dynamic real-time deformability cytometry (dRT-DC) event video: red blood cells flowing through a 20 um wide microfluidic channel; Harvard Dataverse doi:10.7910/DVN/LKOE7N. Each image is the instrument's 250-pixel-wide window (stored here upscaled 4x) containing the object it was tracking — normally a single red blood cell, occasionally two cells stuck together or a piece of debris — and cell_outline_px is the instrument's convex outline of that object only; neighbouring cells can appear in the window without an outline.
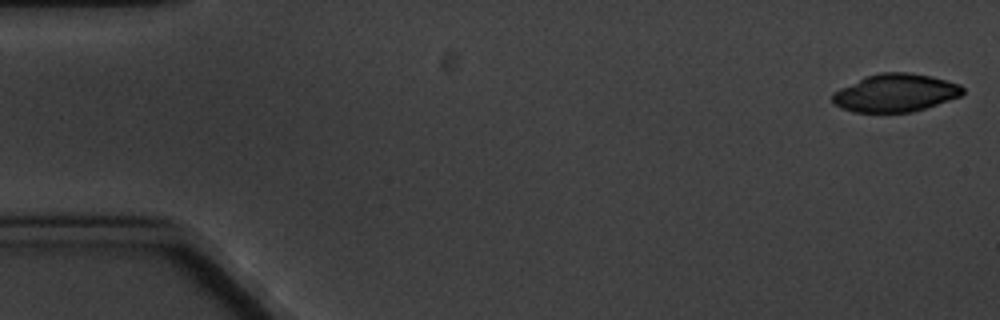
{"species": "common noctule bat (a hibernating species)", "species_latin": "Nyctalus noctula", "temperature_condition": "cold", "stored_images_in_passage": 9, "camera_frame_rate_fps": 3000, "um_per_image_px": 0.085, "animal": {"sex": "male", "body_mass_g": 20.1, "forearm_length_mm": 53.5}, "frame": {"image": 1, "passage_image": 1, "time_ms": 0.0, "image_size_px": [1000, 320], "cell_outline_px": [[964, 92], [960, 96], [912, 112], [852, 112], [840, 108], [832, 104], [832, 92], [864, 76], [880, 72], [908, 72], [932, 76], [960, 84], [964, 88]], "centroid_in_image_um": [76.06, 7.89], "position_along_channel_um": 8.9, "area_um2": 28.96}}